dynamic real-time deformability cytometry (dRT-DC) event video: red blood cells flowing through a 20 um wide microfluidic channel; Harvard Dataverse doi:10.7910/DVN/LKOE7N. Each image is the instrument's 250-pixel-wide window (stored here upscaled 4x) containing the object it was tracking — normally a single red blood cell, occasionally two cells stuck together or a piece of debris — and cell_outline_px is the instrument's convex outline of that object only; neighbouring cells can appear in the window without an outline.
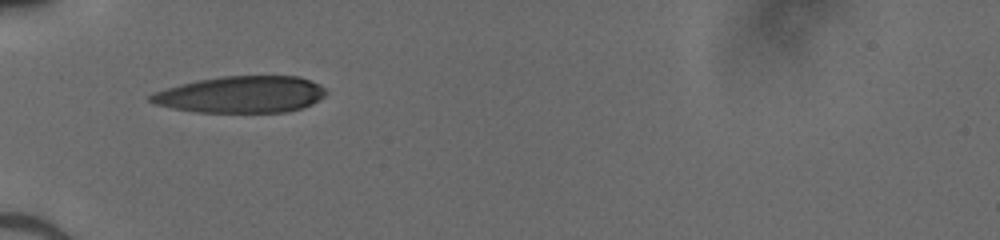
{"species": "human", "species_latin": "Homo sapiens", "temperature_condition": "cold", "stored_images_in_passage": 33, "camera_frame_rate_fps": 3000, "um_per_image_px": 0.085, "donor": {"sex": "male"}, "frame": {"image": 1, "passage_image": 1, "time_ms": 0.0, "image_size_px": [1000, 240], "cell_outline_px": [[328, 92], [324, 96], [312, 104], [300, 108], [284, 112], [196, 112], [172, 108], [156, 104], [148, 100], [148, 96], [152, 92], [180, 84], [200, 80], [224, 76], [300, 76], [320, 84]], "centroid_in_image_um": [20.5, 8.03], "position_along_channel_um": 64.5, "area_um2": 37.45}}
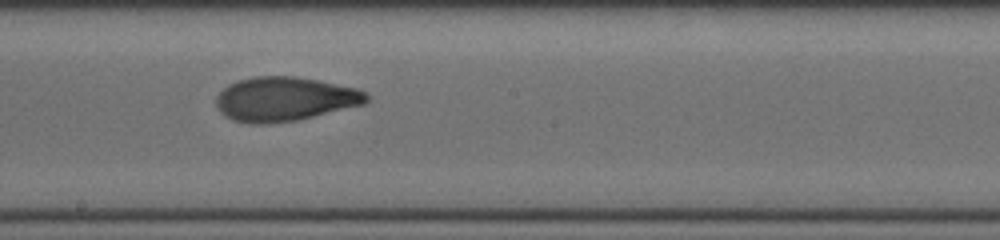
{"frame": {"image": 2, "passage_image": 13, "time_ms": 4.0, "image_size_px": [1000, 240], "cell_outline_px": [[368, 100], [364, 104], [296, 120], [268, 124], [248, 124], [232, 120], [224, 116], [220, 112], [216, 104], [216, 96], [228, 84], [240, 80], [256, 76], [296, 76], [356, 88], [364, 92], [368, 96]], "centroid_in_image_um": [24.15, 8.43], "position_along_channel_um": 224.1, "area_um2": 38.55}}
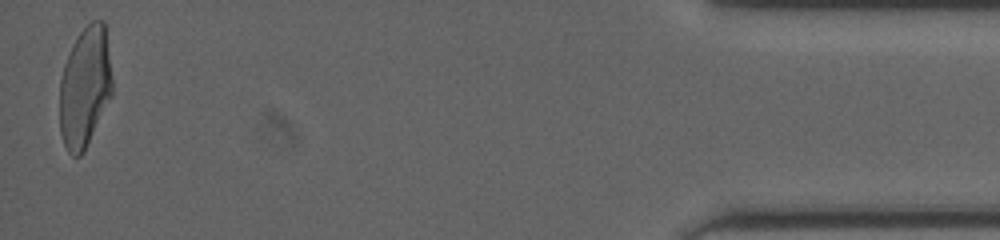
{"frame": {"image": 3, "passage_image": 33, "time_ms": 10.667, "image_size_px": [1000, 240], "cell_outline_px": [[112, 96], [84, 152], [80, 156], [72, 156], [68, 152], [64, 144], [60, 132], [60, 80], [64, 64], [72, 44], [80, 32], [92, 20], [104, 20], [112, 80]], "centroid_in_image_um": [7.21, 7.43], "position_along_channel_um": 428.0, "area_um2": 36.99}}